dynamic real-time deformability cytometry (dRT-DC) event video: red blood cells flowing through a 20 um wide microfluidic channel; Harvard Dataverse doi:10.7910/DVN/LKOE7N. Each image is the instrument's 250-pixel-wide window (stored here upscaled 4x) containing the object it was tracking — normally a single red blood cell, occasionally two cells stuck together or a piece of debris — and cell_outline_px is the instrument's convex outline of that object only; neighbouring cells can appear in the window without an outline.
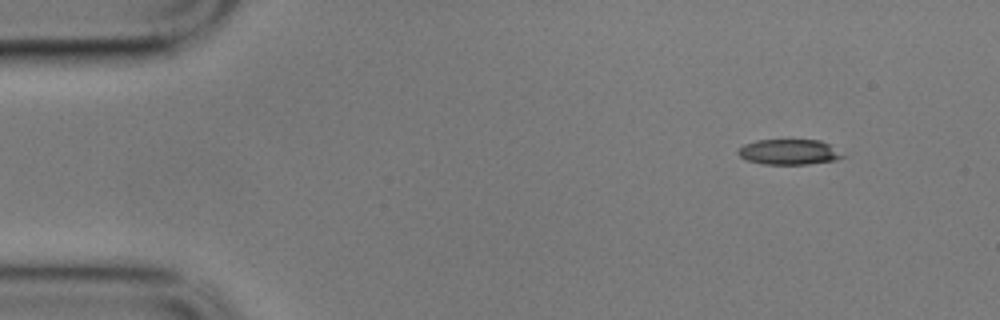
{"species": "common noctule bat (a hibernating species)", "species_latin": "Nyctalus noctula", "temperature_condition": "cold", "stored_images_in_passage": 2, "segment_of_instrument_passage": [2, 2], "camera_frame_rate_fps": 3000, "um_per_image_px": 0.085, "animal": {"sex": "male", "body_mass_g": 17.9}, "frame": {"image": 1, "passage_image": 2, "time_ms": 0.333, "image_size_px": [1000, 320], "cell_outline_px": [[844, 156], [836, 160], [808, 164], [764, 164], [748, 160], [740, 156], [736, 152], [744, 144], [756, 140], [820, 140], [828, 144]], "centroid_in_image_um": [67.03, 12.91], "position_along_channel_um": 18.0, "area_um2": 15.2}}